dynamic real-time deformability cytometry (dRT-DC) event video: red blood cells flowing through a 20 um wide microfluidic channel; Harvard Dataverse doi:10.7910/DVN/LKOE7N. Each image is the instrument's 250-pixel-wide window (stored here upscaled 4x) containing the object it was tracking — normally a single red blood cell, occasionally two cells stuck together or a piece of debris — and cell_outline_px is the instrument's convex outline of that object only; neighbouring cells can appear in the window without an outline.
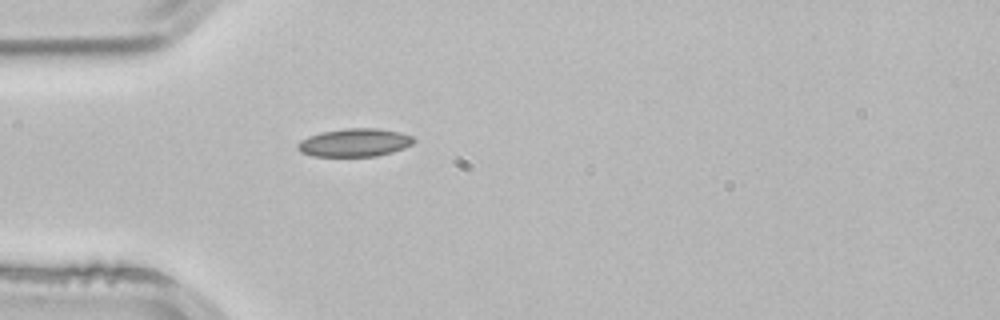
{"species": "common noctule bat (a hibernating species)", "species_latin": "Nyctalus noctula", "temperature_condition": "room temperature", "stored_images_in_passage": 4, "camera_frame_rate_fps": 3000, "um_per_image_px": 0.085, "animal": {"sex": "male", "body_mass_g": 21.5, "forearm_length_mm": 52.0}, "frame": {"image": 1, "passage_image": 4, "time_ms": 1.0, "image_size_px": [1000, 320], "cell_outline_px": [[416, 140], [412, 144], [404, 148], [392, 152], [376, 156], [312, 156], [300, 152], [296, 148], [296, 144], [300, 140], [308, 136], [320, 132], [344, 128], [376, 128], [400, 132], [412, 136]], "centroid_in_image_um": [30.11, 12.11], "position_along_channel_um": 54.9, "area_um2": 19.19}}